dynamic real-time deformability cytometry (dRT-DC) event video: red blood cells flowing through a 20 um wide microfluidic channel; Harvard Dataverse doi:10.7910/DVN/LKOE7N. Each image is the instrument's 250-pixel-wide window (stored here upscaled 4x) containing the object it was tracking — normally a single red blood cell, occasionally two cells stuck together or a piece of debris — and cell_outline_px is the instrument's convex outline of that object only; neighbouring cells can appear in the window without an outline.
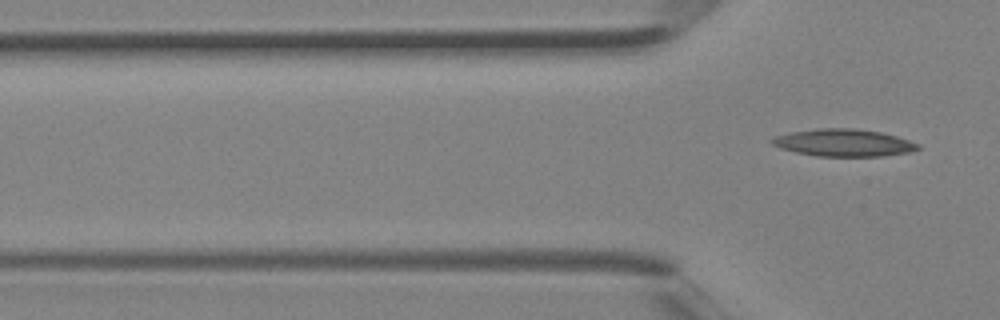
{"species": "Egyptian fruit bat (a non-hibernating species)", "species_latin": "Rousettus aegyptiacus", "temperature_condition": "room temperature", "stored_images_in_passage": 7, "camera_frame_rate_fps": 3000, "um_per_image_px": 0.085, "animal": {"sex": "female"}, "frame": {"image": 1, "passage_image": 7, "time_ms": 2.0, "image_size_px": [1000, 320], "cell_outline_px": [[920, 148], [912, 152], [884, 156], [816, 156], [796, 152], [780, 148], [772, 144], [768, 140], [772, 136], [792, 132], [820, 128], [852, 128], [880, 132], [896, 136], [920, 144]], "centroid_in_image_um": [71.69, 12.14], "position_along_channel_um": 54.1, "area_um2": 23.29}}